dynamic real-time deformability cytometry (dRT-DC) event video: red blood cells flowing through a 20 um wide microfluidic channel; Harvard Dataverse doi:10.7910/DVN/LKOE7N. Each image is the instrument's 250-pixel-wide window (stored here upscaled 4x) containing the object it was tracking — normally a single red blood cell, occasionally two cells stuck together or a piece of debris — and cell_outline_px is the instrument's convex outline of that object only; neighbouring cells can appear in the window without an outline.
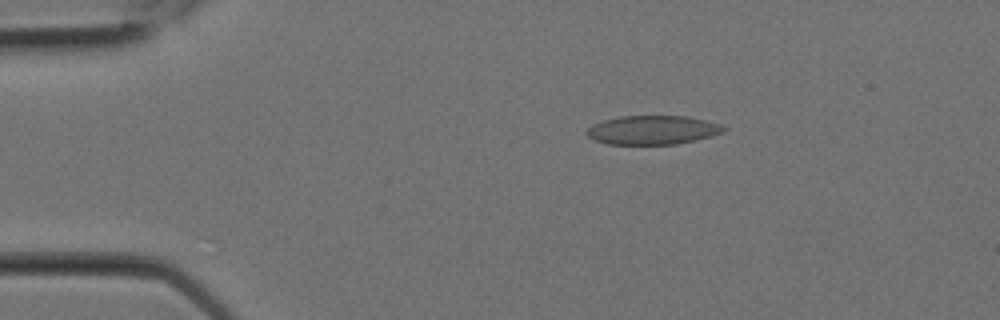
{"species": "Egyptian fruit bat (a non-hibernating species)", "species_latin": "Rousettus aegyptiacus", "temperature_condition": "room temperature", "stored_images_in_passage": 1, "camera_frame_rate_fps": 3000, "um_per_image_px": 0.085, "animal": {"sex": "female"}, "frame": {"image": 1, "passage_image": 1, "time_ms": 0.0, "image_size_px": [1000, 320], "cell_outline_px": [[728, 128], [724, 132], [712, 136], [676, 144], [608, 144], [592, 140], [584, 132], [592, 124], [604, 120], [620, 116], [688, 116], [720, 124]], "centroid_in_image_um": [55.46, 11.05], "position_along_channel_um": 29.5, "area_um2": 23.18}}